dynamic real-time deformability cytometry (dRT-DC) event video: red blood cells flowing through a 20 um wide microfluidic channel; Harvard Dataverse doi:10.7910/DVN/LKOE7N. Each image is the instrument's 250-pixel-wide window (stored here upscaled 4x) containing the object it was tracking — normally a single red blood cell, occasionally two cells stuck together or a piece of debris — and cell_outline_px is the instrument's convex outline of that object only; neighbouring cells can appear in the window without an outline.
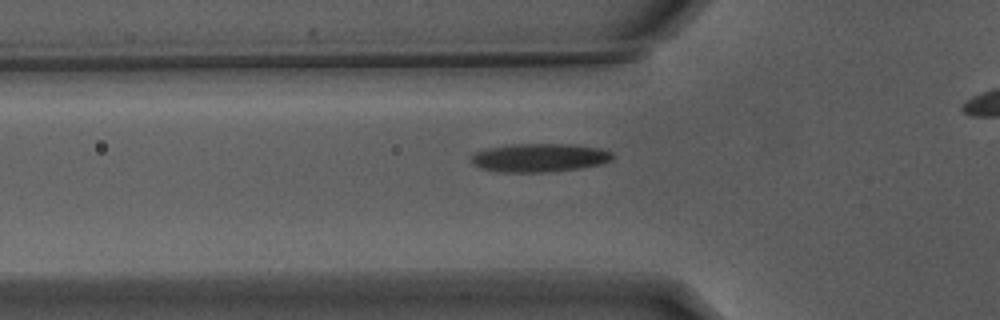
{"species": "Egyptian fruit bat (a non-hibernating species)", "species_latin": "Rousettus aegyptiacus", "temperature_condition": "warm", "stored_images_in_passage": 32, "camera_frame_rate_fps": 3000, "um_per_image_px": 0.085, "animal": {"sex": "male"}, "frame": {"image": 1, "passage_image": 5, "time_ms": 1.333, "image_size_px": [1000, 320], "cell_outline_px": [[612, 160], [600, 164], [580, 168], [552, 172], [500, 172], [480, 168], [472, 164], [472, 156], [476, 152], [488, 148], [516, 144], [572, 144], [604, 148], [612, 152]], "centroid_in_image_um": [45.89, 13.41], "position_along_channel_um": 79.9, "area_um2": 23.52}}
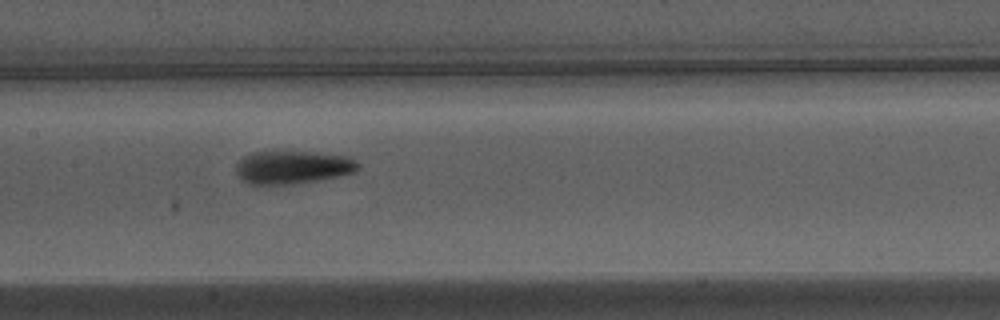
{"frame": {"image": 2, "passage_image": 13, "time_ms": 4.0, "image_size_px": [1000, 320], "cell_outline_px": [[360, 168], [356, 172], [340, 176], [320, 180], [292, 184], [248, 184], [236, 172], [236, 164], [244, 156], [252, 152], [312, 152], [348, 156], [356, 160], [360, 164]], "centroid_in_image_um": [24.94, 14.22], "position_along_channel_um": 182.5, "area_um2": 23.58}}
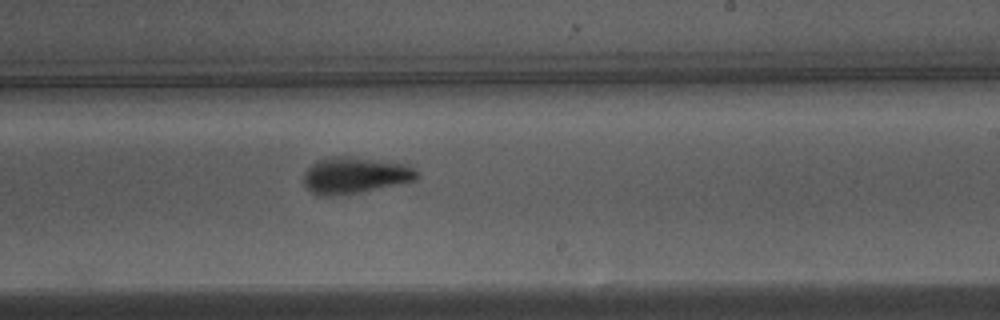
{"frame": {"image": 3, "passage_image": 19, "time_ms": 6.0, "image_size_px": [1000, 320], "cell_outline_px": [[420, 176], [416, 180], [360, 192], [328, 196], [320, 196], [312, 192], [304, 184], [304, 172], [312, 164], [328, 156], [348, 156], [408, 164], [420, 172]], "centroid_in_image_um": [30.2, 14.89], "position_along_channel_um": 258.8, "area_um2": 23.99}}